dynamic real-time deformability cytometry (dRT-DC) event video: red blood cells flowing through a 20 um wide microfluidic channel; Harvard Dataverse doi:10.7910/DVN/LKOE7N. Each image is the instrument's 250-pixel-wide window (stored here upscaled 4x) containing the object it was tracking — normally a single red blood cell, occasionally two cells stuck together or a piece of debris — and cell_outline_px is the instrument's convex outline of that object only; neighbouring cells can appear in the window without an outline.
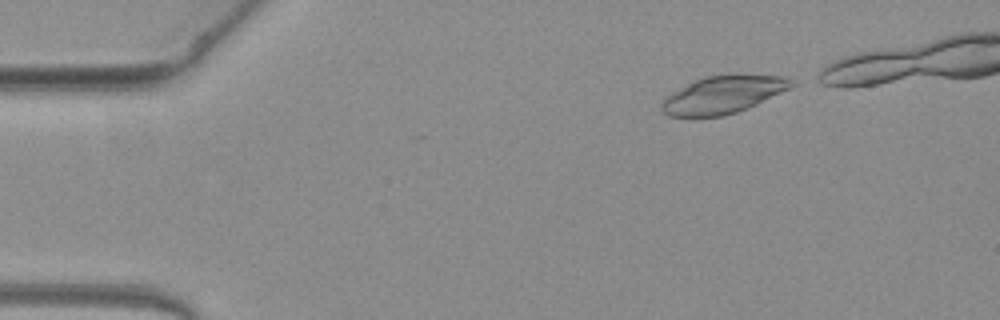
{"species": "common noctule bat (a hibernating species)", "species_latin": "Nyctalus noctula", "temperature_condition": "warm", "stored_images_in_passage": 36, "camera_frame_rate_fps": 3000, "um_per_image_px": 0.085, "animal": {"sex": "female", "body_mass_g": 19.3, "forearm_length_mm": 54.1}, "frame": {"image": 1, "passage_image": 1, "time_ms": 0.0, "image_size_px": [1000, 320], "cell_outline_px": [[796, 84], [792, 88], [748, 108], [724, 116], [668, 116], [660, 108], [660, 104], [664, 96], [704, 76], [732, 72], [788, 76]], "centroid_in_image_um": [61.53, 8.0], "position_along_channel_um": 23.5, "area_um2": 29.19}}